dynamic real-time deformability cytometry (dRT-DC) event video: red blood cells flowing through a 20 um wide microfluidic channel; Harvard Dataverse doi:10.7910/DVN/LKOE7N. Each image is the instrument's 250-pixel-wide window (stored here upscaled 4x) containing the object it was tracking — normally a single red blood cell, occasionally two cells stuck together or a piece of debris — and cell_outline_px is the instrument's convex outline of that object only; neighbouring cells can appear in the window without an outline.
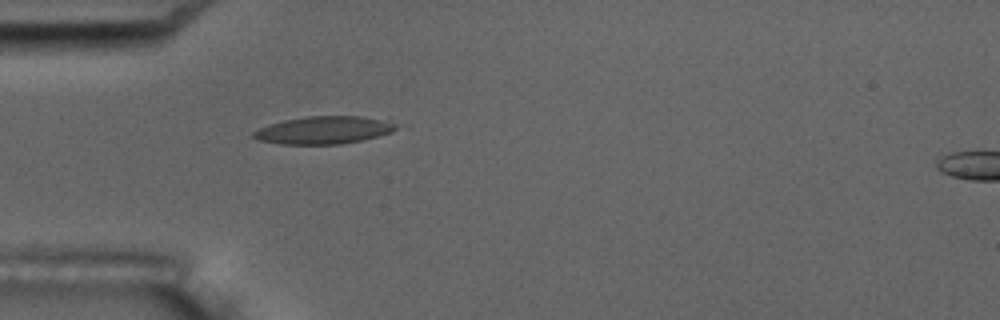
{"species": "common noctule bat (a hibernating species)", "species_latin": "Nyctalus noctula", "temperature_condition": "room temperature", "stored_images_in_passage": 2, "camera_frame_rate_fps": 3000, "um_per_image_px": 0.085, "animal": {"sex": "male", "body_mass_g": 17.5, "forearm_length_mm": 52.3}, "frame": {"image": 1, "passage_image": 1, "time_ms": 0.0, "image_size_px": [1000, 320], "cell_outline_px": [[400, 128], [392, 132], [360, 140], [340, 144], [280, 144], [256, 140], [252, 136], [252, 132], [268, 124], [284, 120], [308, 116], [360, 116], [380, 120], [396, 124]], "centroid_in_image_um": [27.46, 11.06], "position_along_channel_um": 57.5, "area_um2": 22.77}}